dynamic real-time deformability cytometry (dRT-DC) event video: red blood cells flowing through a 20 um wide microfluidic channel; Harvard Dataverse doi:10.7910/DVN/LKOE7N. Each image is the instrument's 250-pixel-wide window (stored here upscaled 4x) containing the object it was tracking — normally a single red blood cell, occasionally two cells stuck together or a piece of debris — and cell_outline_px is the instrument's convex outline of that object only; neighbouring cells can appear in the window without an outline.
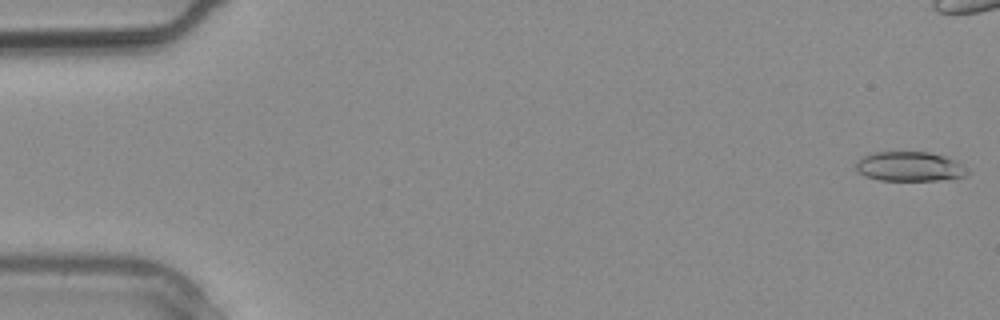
{"species": "common noctule bat (a hibernating species)", "species_latin": "Nyctalus noctula", "temperature_condition": "warm", "stored_images_in_passage": 4, "camera_frame_rate_fps": 3000, "um_per_image_px": 0.085, "animal": {"sex": "male", "body_mass_g": 20.4}, "frame": {"image": 1, "passage_image": 1, "time_ms": 0.0, "image_size_px": [1000, 320], "cell_outline_px": [[972, 172], [968, 176], [956, 180], [880, 180], [864, 176], [856, 172], [856, 164], [864, 156], [872, 152], [928, 152], [944, 156], [956, 160], [968, 168]], "centroid_in_image_um": [77.42, 14.17], "position_along_channel_um": 7.6, "area_um2": 19.65}}
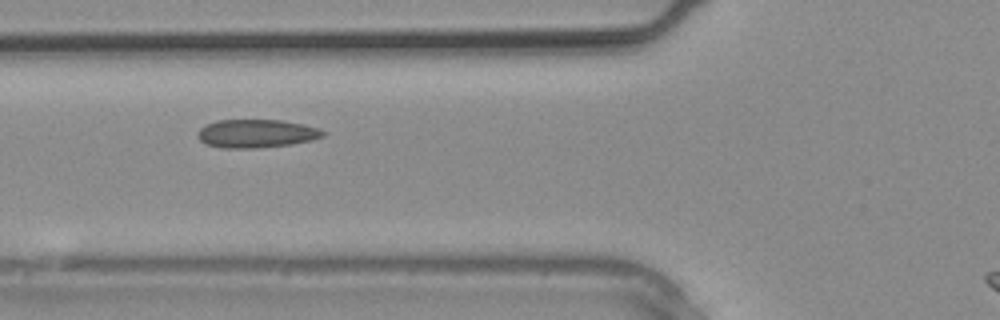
{"frame": {"image": 2, "passage_image": 4, "time_ms": 1.0, "image_size_px": [1000, 320], "cell_outline_px": [[324, 136], [312, 140], [292, 144], [260, 148], [224, 148], [204, 144], [196, 136], [196, 132], [200, 128], [216, 120], [280, 120], [304, 124], [320, 128], [324, 132]], "centroid_in_image_um": [21.78, 11.35], "position_along_channel_um": 104.0, "area_um2": 20.87}}